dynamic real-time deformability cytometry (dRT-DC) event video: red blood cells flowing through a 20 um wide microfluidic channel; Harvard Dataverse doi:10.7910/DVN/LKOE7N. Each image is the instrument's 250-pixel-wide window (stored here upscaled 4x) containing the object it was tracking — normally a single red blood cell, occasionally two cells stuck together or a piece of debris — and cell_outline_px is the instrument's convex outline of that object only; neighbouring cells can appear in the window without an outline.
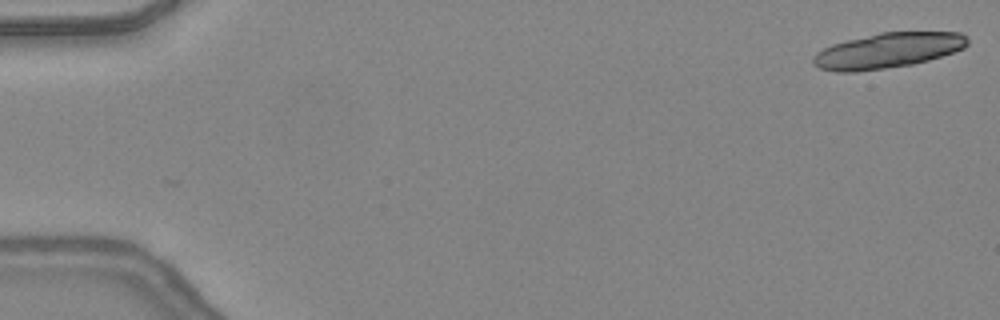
{"species": "common noctule bat (a hibernating species)", "species_latin": "Nyctalus noctula", "temperature_condition": "warm", "stored_images_in_passage": 17, "camera_frame_rate_fps": 3000, "um_per_image_px": 0.085, "animal": {"sex": "female", "body_mass_g": 24.6, "forearm_length_mm": 56.2}, "frame": {"image": 1, "passage_image": 1, "time_ms": 0.0, "image_size_px": [1000, 320], "cell_outline_px": [[968, 44], [964, 48], [928, 60], [912, 64], [856, 72], [836, 72], [820, 68], [812, 64], [812, 56], [816, 52], [832, 44], [880, 32], [960, 32], [968, 36]], "centroid_in_image_um": [75.44, 4.29], "position_along_channel_um": 9.6, "area_um2": 31.62}}